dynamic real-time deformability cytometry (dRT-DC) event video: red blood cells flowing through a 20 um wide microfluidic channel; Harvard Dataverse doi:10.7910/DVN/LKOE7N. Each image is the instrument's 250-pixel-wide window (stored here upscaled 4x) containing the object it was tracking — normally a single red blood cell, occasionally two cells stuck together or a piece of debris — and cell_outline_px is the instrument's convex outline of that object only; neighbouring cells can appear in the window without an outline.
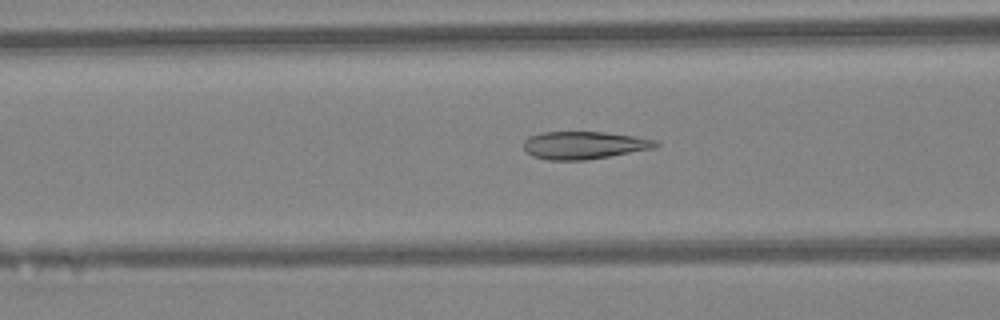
{"species": "Egyptian fruit bat (a non-hibernating species)", "species_latin": "Rousettus aegyptiacus", "temperature_condition": "warm", "stored_images_in_passage": 45, "camera_frame_rate_fps": 3000, "um_per_image_px": 0.085, "animal": {"sex": "female"}, "frame": {"image": 1, "passage_image": 18, "time_ms": 5.667, "image_size_px": [1000, 320], "cell_outline_px": [[660, 144], [656, 148], [584, 160], [548, 160], [532, 156], [524, 148], [524, 140], [528, 136], [540, 132], [604, 132], [632, 136], [656, 140]], "centroid_in_image_um": [49.62, 12.34], "position_along_channel_um": 117.0, "area_um2": 21.21}}
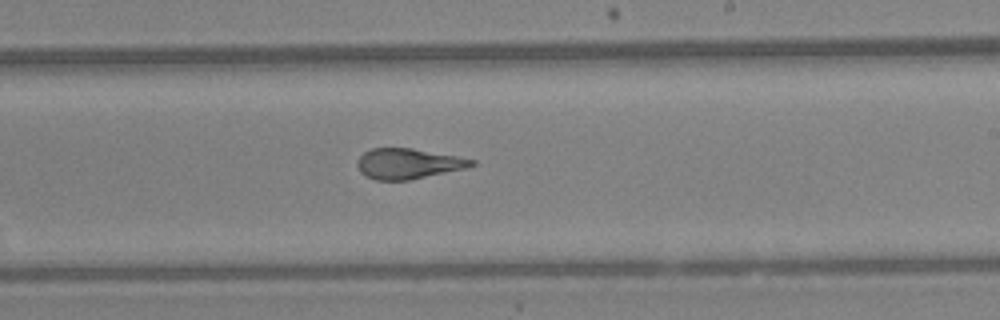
{"frame": {"image": 2, "passage_image": 27, "time_ms": 8.667, "image_size_px": [1000, 320], "cell_outline_px": [[476, 164], [468, 168], [408, 180], [376, 180], [364, 176], [360, 172], [356, 164], [360, 156], [364, 152], [372, 148], [412, 148], [456, 156], [476, 160]], "centroid_in_image_um": [34.69, 13.91], "position_along_channel_um": 254.3, "area_um2": 20.29}}
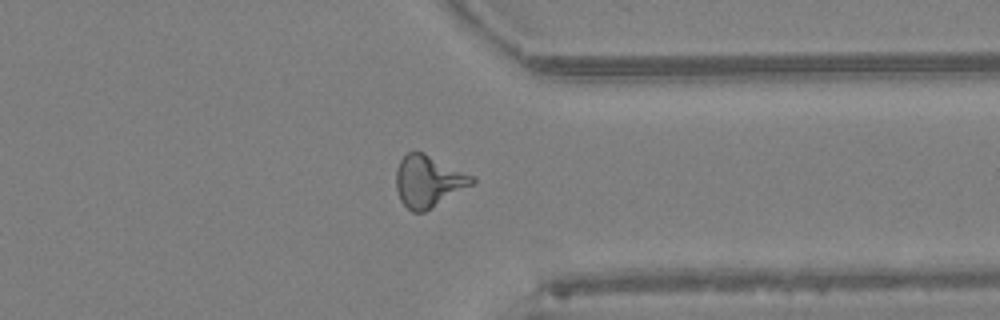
{"frame": {"image": 3, "passage_image": 35, "time_ms": 11.333, "image_size_px": [1000, 320], "cell_outline_px": [[476, 180], [472, 184], [424, 212], [412, 212], [400, 200], [396, 188], [396, 168], [400, 160], [408, 152], [424, 152], [476, 176]], "centroid_in_image_um": [36.41, 15.38], "position_along_channel_um": 375.0, "area_um2": 22.83}, "authors_computed_cell_mechanics": {"area_um2": 21.6172, "velocity_mm_per_s": 4.6046, "shape_relaxation_time_tau1_ms": 8.0583, "shape_relaxation_time_tau2_ms": 0.8269, "deformation_change_tau1": 0.2406, "deformation_change_tau2": 0.0719}}